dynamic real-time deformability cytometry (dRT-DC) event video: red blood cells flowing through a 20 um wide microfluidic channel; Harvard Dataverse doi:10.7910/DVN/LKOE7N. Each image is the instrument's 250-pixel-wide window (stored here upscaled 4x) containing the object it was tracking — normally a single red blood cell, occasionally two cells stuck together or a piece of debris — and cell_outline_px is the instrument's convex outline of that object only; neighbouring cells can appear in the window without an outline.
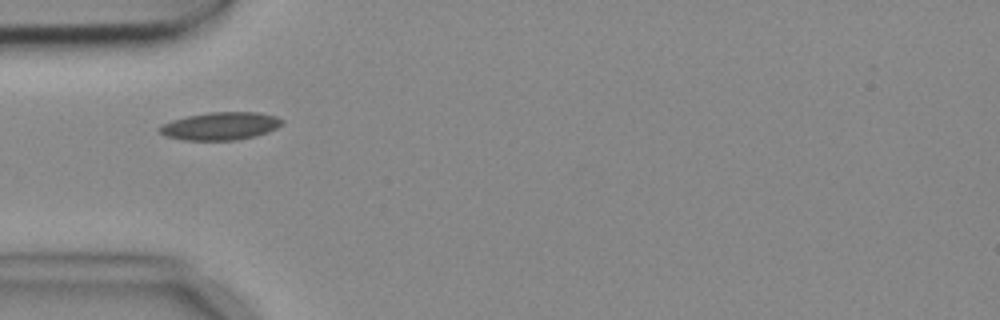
{"species": "common noctule bat (a hibernating species)", "species_latin": "Nyctalus noctula", "temperature_condition": "cold", "stored_images_in_passage": 4, "camera_frame_rate_fps": 3000, "um_per_image_px": 0.085, "animal": {"sex": "female", "body_mass_g": 18.4}, "frame": {"image": 1, "passage_image": 4, "time_ms": 1.0, "image_size_px": [1000, 320], "cell_outline_px": [[284, 120], [276, 128], [268, 132], [256, 136], [236, 140], [184, 140], [164, 136], [156, 132], [156, 128], [172, 120], [188, 116], [212, 112], [260, 112], [276, 116]], "centroid_in_image_um": [18.71, 10.72], "position_along_channel_um": 66.3, "area_um2": 19.94}}